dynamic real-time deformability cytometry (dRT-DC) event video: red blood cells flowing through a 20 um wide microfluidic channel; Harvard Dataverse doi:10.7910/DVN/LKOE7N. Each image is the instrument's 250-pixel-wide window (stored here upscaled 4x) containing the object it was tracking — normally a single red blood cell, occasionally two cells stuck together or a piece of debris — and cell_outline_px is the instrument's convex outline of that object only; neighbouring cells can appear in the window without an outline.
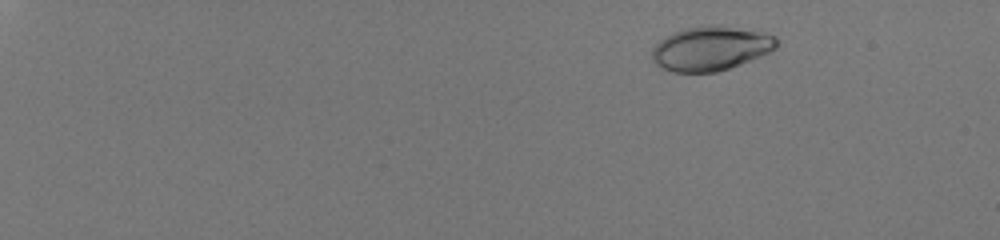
{"species": "human", "species_latin": "Homo sapiens", "temperature_condition": "room temperature", "stored_images_in_passage": 53, "camera_frame_rate_fps": 3000, "um_per_image_px": 0.085, "donor": {"sex": "male"}, "frame": {"image": 1, "passage_image": 6, "time_ms": 1.667, "image_size_px": [1000, 240], "cell_outline_px": [[776, 48], [760, 56], [740, 64], [716, 72], [672, 72], [660, 68], [652, 60], [652, 48], [660, 40], [684, 28], [708, 24], [720, 24], [760, 32], [776, 36]], "centroid_in_image_um": [60.38, 4.11], "position_along_channel_um": 24.6, "area_um2": 32.08}}
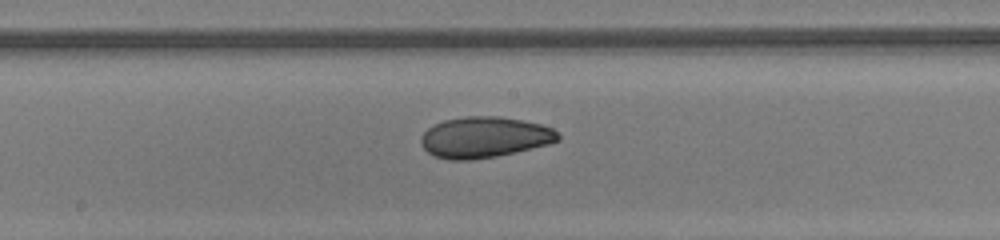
{"frame": {"image": 2, "passage_image": 33, "time_ms": 10.667, "image_size_px": [1000, 240], "cell_outline_px": [[560, 140], [548, 144], [496, 156], [472, 160], [448, 160], [436, 156], [428, 152], [420, 144], [420, 136], [428, 128], [444, 120], [464, 116], [500, 116], [524, 120], [540, 124], [552, 128], [560, 136]], "centroid_in_image_um": [41.16, 11.66], "position_along_channel_um": 207.0, "area_um2": 32.66}}
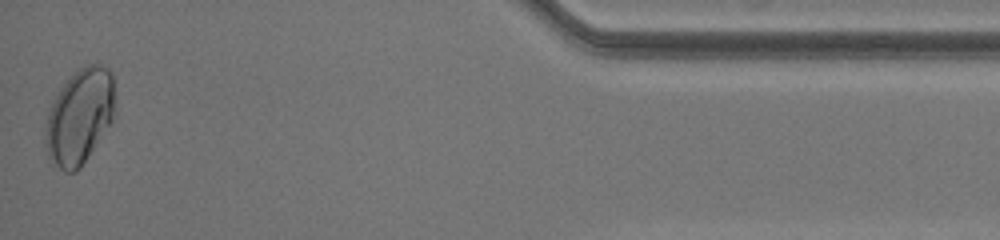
{"frame": {"image": 3, "passage_image": 53, "time_ms": 17.333, "image_size_px": [1000, 240], "cell_outline_px": [[112, 120], [80, 168], [76, 172], [64, 172], [48, 156], [44, 148], [44, 128], [48, 112], [52, 100], [60, 88], [80, 68], [88, 64], [100, 64], [108, 68], [112, 72]], "centroid_in_image_um": [6.7, 9.92], "position_along_channel_um": 428.5, "area_um2": 38.03}, "authors_computed_cell_mechanics": {"area_um2": 32.4258, "velocity_mm_per_s": 4.0838, "shape_relaxation_time_tau1_ms": 4.3993, "shape_relaxation_time_tau2_ms": 1.2678, "deformation_change_tau1": 0.1277, "deformation_change_tau2": 0.044}}